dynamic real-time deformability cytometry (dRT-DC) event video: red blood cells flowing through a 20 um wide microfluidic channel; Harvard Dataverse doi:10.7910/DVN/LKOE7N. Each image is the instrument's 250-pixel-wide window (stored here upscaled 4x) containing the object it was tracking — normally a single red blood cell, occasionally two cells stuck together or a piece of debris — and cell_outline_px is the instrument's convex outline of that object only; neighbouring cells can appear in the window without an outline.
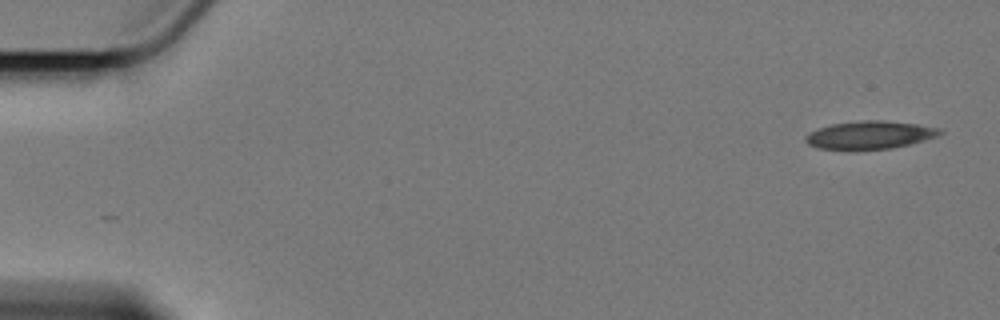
{"species": "Egyptian fruit bat (a non-hibernating species)", "species_latin": "Rousettus aegyptiacus", "temperature_condition": "cold", "stored_images_in_passage": 56, "camera_frame_rate_fps": 3000, "um_per_image_px": 0.085, "animal": {"sex": "female"}, "frame": {"image": 1, "passage_image": 1, "time_ms": 0.0, "image_size_px": [1000, 320], "cell_outline_px": [[944, 132], [936, 136], [908, 144], [892, 148], [820, 148], [808, 144], [804, 140], [804, 136], [808, 132], [832, 124], [864, 120], [880, 120], [916, 124], [940, 128]], "centroid_in_image_um": [73.92, 11.45], "position_along_channel_um": 11.1, "area_um2": 21.21}}
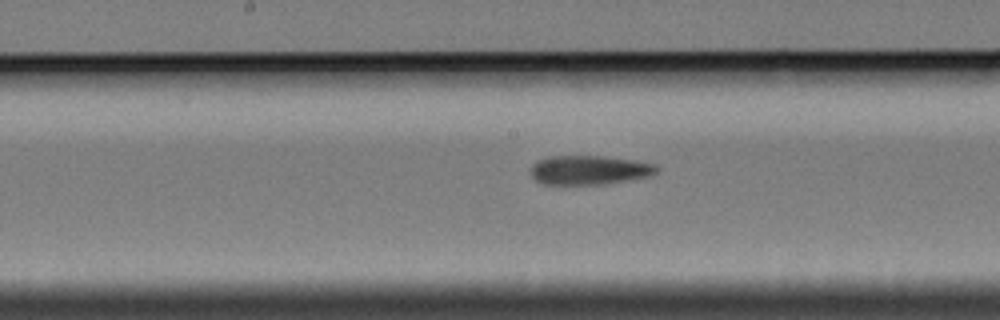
{"frame": {"image": 2, "passage_image": 29, "time_ms": 9.333, "image_size_px": [1000, 320], "cell_outline_px": [[660, 168], [656, 172], [648, 176], [608, 184], [544, 184], [536, 180], [532, 176], [532, 164], [536, 160], [548, 156], [604, 156], [632, 160], [656, 164]], "centroid_in_image_um": [50.09, 14.44], "position_along_channel_um": 198.1, "area_um2": 21.39}}
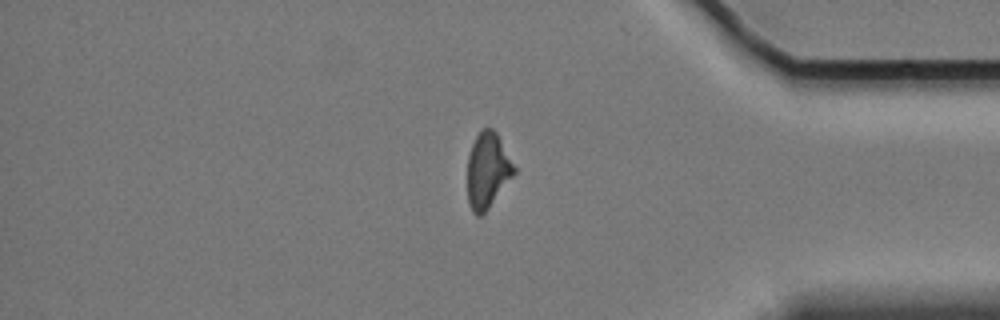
{"frame": {"image": 3, "passage_image": 48, "time_ms": 15.667, "image_size_px": [1000, 320], "cell_outline_px": [[516, 172], [488, 208], [480, 216], [476, 216], [472, 212], [468, 200], [468, 156], [472, 144], [480, 128], [492, 128], [496, 132], [516, 168]], "centroid_in_image_um": [41.44, 14.47], "position_along_channel_um": 393.8, "area_um2": 20.35}}